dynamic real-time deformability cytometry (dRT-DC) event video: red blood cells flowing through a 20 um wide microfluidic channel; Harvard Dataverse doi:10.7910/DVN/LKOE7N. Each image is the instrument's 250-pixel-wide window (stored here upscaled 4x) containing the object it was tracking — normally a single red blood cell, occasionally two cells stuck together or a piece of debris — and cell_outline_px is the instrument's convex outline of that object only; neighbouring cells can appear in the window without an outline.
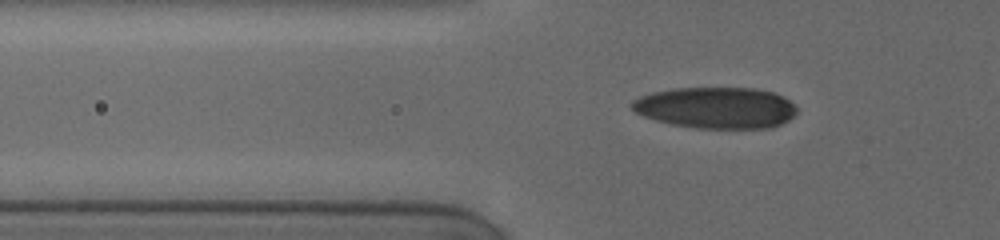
{"species": "human", "species_latin": "Homo sapiens", "temperature_condition": "cold", "stored_images_in_passage": 31, "camera_frame_rate_fps": 3000, "um_per_image_px": 0.085, "donor": {"sex": "female"}, "frame": {"image": 1, "passage_image": 16, "time_ms": 6.333, "image_size_px": [1000, 240], "cell_outline_px": [[796, 112], [788, 120], [772, 128], [696, 128], [672, 124], [656, 120], [644, 116], [636, 112], [628, 104], [632, 100], [640, 96], [652, 92], [672, 88], [756, 88], [772, 92], [788, 100], [796, 108]], "centroid_in_image_um": [60.82, 9.15], "position_along_channel_um": 65.0, "area_um2": 39.65}}
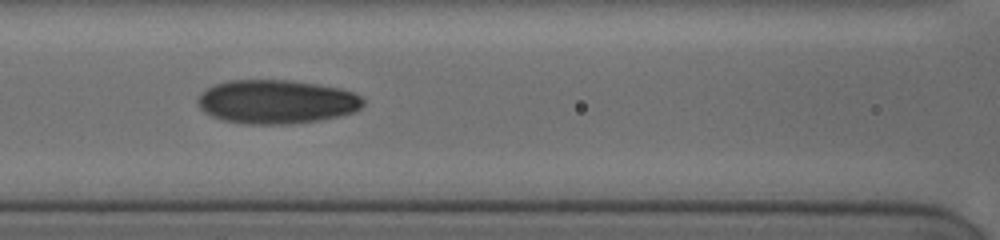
{"frame": {"image": 2, "passage_image": 26, "time_ms": 8.667, "image_size_px": [1000, 240], "cell_outline_px": [[364, 104], [356, 112], [340, 116], [320, 120], [292, 124], [248, 124], [224, 120], [212, 116], [204, 112], [200, 108], [196, 100], [208, 88], [216, 84], [228, 80], [288, 80], [316, 84], [340, 88], [352, 92], [360, 96], [364, 100]], "centroid_in_image_um": [23.53, 8.66], "position_along_channel_um": 143.1, "area_um2": 42.25}}
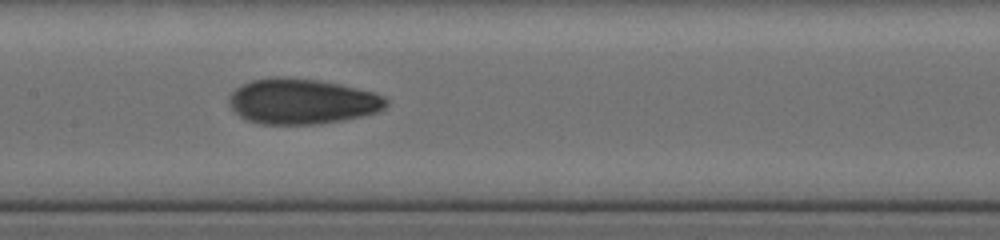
{"frame": {"image": 3, "passage_image": 30, "time_ms": 9.667, "image_size_px": [1000, 240], "cell_outline_px": [[388, 104], [380, 112], [344, 120], [320, 124], [260, 124], [248, 120], [240, 116], [228, 104], [228, 96], [240, 84], [252, 80], [268, 76], [288, 76], [320, 80], [340, 84], [372, 92], [384, 96], [388, 100]], "centroid_in_image_um": [25.66, 8.6], "position_along_channel_um": 181.7, "area_um2": 42.14}}